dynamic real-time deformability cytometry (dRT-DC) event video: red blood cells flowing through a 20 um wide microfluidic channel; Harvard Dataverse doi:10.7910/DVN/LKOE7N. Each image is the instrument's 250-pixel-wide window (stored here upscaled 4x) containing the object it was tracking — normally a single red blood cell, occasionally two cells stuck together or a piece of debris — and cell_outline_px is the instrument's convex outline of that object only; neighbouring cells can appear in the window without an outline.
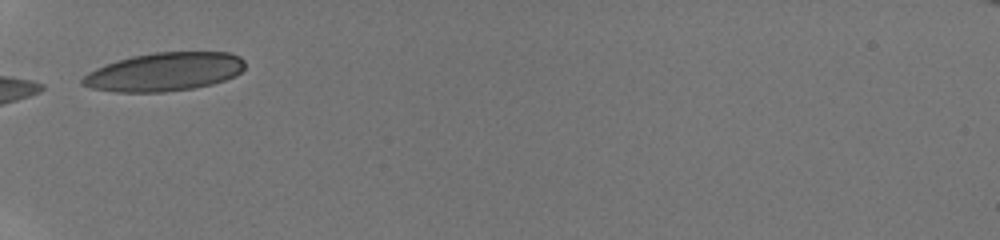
{"species": "human", "species_latin": "Homo sapiens", "temperature_condition": "room temperature", "stored_images_in_passage": 4, "camera_frame_rate_fps": 3000, "um_per_image_px": 0.085, "donor": {"sex": "male"}, "frame": {"image": 1, "passage_image": 1, "time_ms": 0.0, "image_size_px": [1000, 240], "cell_outline_px": [[244, 68], [236, 76], [212, 84], [192, 88], [164, 92], [112, 92], [92, 88], [80, 84], [80, 80], [88, 72], [96, 68], [116, 60], [132, 56], [156, 52], [228, 52], [240, 56], [244, 60]], "centroid_in_image_um": [13.96, 6.11], "position_along_channel_um": 71.0, "area_um2": 36.53}}